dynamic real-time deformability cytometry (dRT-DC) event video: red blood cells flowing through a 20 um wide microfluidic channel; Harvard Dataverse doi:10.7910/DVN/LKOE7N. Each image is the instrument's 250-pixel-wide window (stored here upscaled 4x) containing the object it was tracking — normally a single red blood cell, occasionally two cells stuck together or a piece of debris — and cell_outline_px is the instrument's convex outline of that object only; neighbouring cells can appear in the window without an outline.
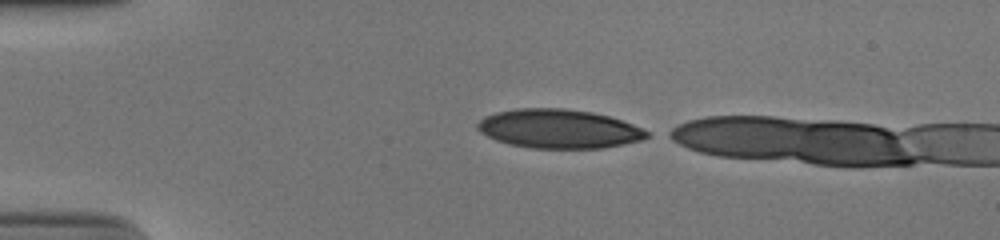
{"species": "human", "species_latin": "Homo sapiens", "temperature_condition": "cold", "stored_images_in_passage": 5, "camera_frame_rate_fps": 3000, "um_per_image_px": 0.085, "donor": {"sex": "male"}, "frame": {"image": 1, "passage_image": 1, "time_ms": 0.0, "image_size_px": [1000, 240], "cell_outline_px": [[652, 136], [644, 140], [604, 148], [532, 148], [508, 144], [496, 140], [480, 132], [476, 128], [476, 124], [484, 116], [496, 112], [516, 108], [564, 108], [592, 112], [608, 116], [632, 124], [648, 132]], "centroid_in_image_um": [47.49, 10.95], "position_along_channel_um": 37.5, "area_um2": 38.61}}